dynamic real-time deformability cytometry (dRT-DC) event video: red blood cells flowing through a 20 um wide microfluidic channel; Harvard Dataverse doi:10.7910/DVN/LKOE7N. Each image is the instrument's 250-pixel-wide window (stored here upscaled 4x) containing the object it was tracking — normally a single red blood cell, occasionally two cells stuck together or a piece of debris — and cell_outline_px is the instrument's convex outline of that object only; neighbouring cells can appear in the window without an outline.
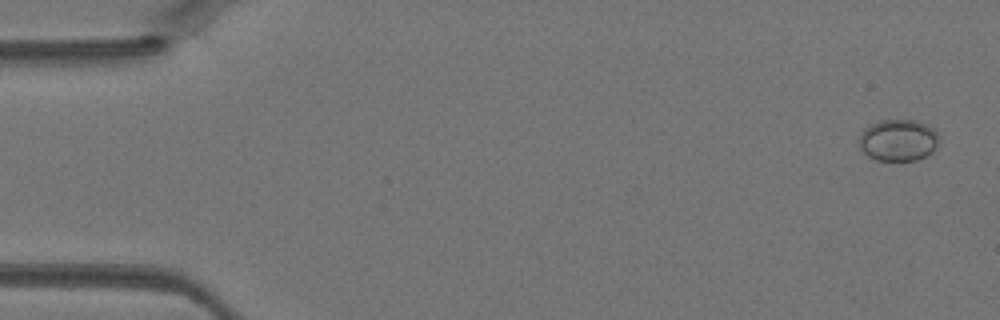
{"species": "Egyptian fruit bat (a non-hibernating species)", "species_latin": "Rousettus aegyptiacus", "temperature_condition": "warm", "stored_images_in_passage": 45, "camera_frame_rate_fps": 3000, "um_per_image_px": 0.085, "animal": {"sex": "female"}, "frame": {"image": 1, "passage_image": 2, "time_ms": 0.333, "image_size_px": [1000, 320], "cell_outline_px": [[936, 144], [932, 152], [916, 160], [876, 160], [868, 156], [860, 148], [860, 132], [864, 128], [880, 120], [916, 120], [932, 128], [936, 132]], "centroid_in_image_um": [76.3, 11.91], "position_along_channel_um": 8.7, "area_um2": 19.07}}
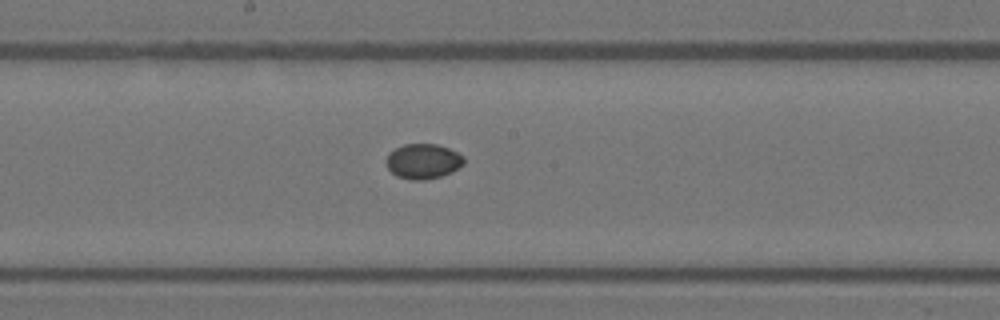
{"frame": {"image": 2, "passage_image": 24, "time_ms": 7.667, "image_size_px": [1000, 320], "cell_outline_px": [[464, 164], [452, 172], [440, 176], [424, 180], [412, 180], [396, 176], [388, 168], [388, 152], [404, 144], [436, 144], [448, 148], [464, 156]], "centroid_in_image_um": [35.98, 13.71], "position_along_channel_um": 212.2, "area_um2": 15.72}}
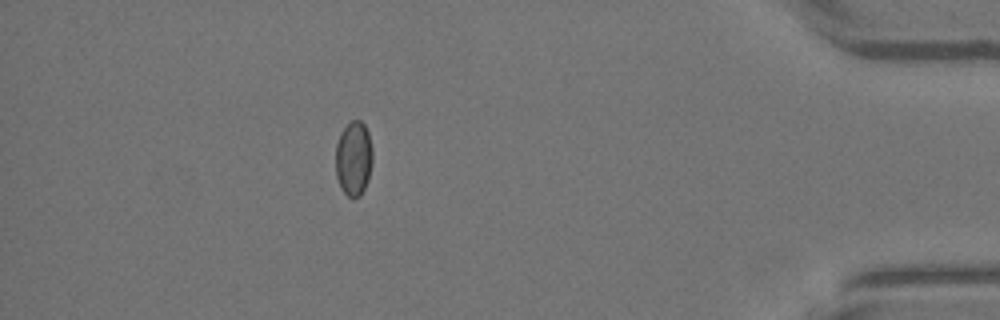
{"frame": {"image": 3, "passage_image": 40, "time_ms": 13.0, "image_size_px": [1000, 320], "cell_outline_px": [[372, 164], [368, 180], [360, 196], [348, 196], [340, 188], [336, 176], [336, 144], [340, 132], [352, 120], [360, 120], [364, 124], [368, 132], [372, 148]], "centroid_in_image_um": [30.06, 13.46], "position_along_channel_um": 405.1, "area_um2": 16.07}}